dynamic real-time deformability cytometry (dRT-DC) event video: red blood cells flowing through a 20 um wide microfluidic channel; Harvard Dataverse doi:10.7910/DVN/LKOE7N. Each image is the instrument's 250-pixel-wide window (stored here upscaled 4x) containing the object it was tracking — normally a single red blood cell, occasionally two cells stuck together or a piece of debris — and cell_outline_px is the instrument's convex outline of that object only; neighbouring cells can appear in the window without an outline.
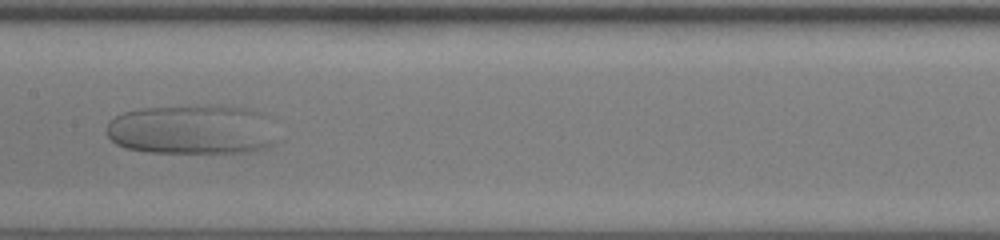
{"species": "human", "species_latin": "Homo sapiens", "temperature_condition": "room temperature", "stored_images_in_passage": 33, "camera_frame_rate_fps": 3000, "um_per_image_px": 0.085, "donor": {"sex": "female"}, "frame": {"image": 1, "passage_image": 12, "time_ms": 3.667, "image_size_px": [1000, 240], "cell_outline_px": [[276, 140], [272, 144], [264, 148], [252, 152], [148, 152], [124, 148], [116, 144], [108, 136], [108, 124], [116, 116], [124, 112], [140, 108], [204, 104], [208, 104], [252, 108], [260, 112], [264, 116]], "centroid_in_image_um": [16.3, 10.99], "position_along_channel_um": 191.1, "area_um2": 49.59}}
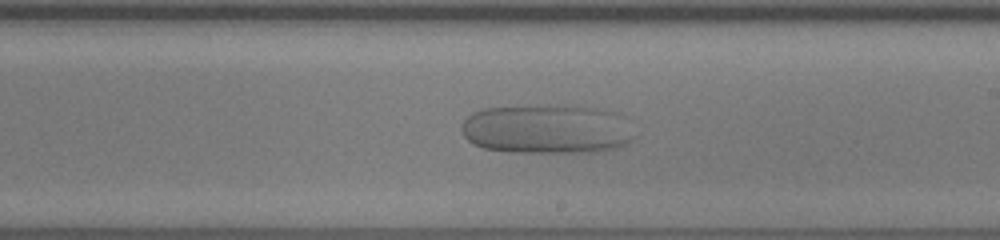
{"frame": {"image": 2, "passage_image": 16, "time_ms": 5.0, "image_size_px": [1000, 240], "cell_outline_px": [[636, 136], [632, 140], [616, 148], [592, 152], [512, 152], [484, 148], [472, 144], [464, 136], [460, 128], [460, 124], [472, 112], [484, 108], [564, 104], [596, 108], [612, 112]], "centroid_in_image_um": [46.39, 10.97], "position_along_channel_um": 242.6, "area_um2": 49.65}}
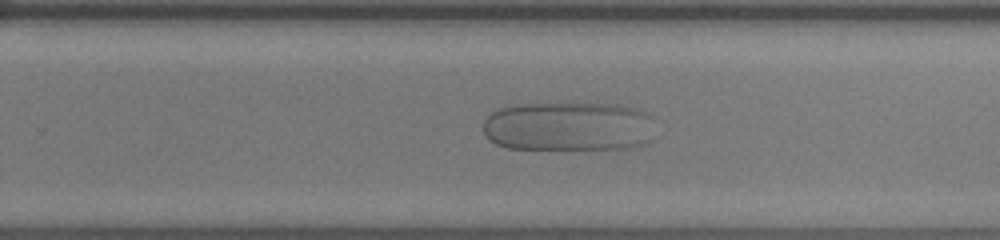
{"frame": {"image": 3, "passage_image": 19, "time_ms": 6.0, "image_size_px": [1000, 240], "cell_outline_px": [[652, 116], [648, 140], [632, 148], [508, 148], [496, 144], [488, 140], [484, 136], [484, 120], [492, 112], [500, 108], [516, 104], [620, 104], [636, 108]], "centroid_in_image_um": [48.26, 10.73], "position_along_channel_um": 281.5, "area_um2": 49.13}}